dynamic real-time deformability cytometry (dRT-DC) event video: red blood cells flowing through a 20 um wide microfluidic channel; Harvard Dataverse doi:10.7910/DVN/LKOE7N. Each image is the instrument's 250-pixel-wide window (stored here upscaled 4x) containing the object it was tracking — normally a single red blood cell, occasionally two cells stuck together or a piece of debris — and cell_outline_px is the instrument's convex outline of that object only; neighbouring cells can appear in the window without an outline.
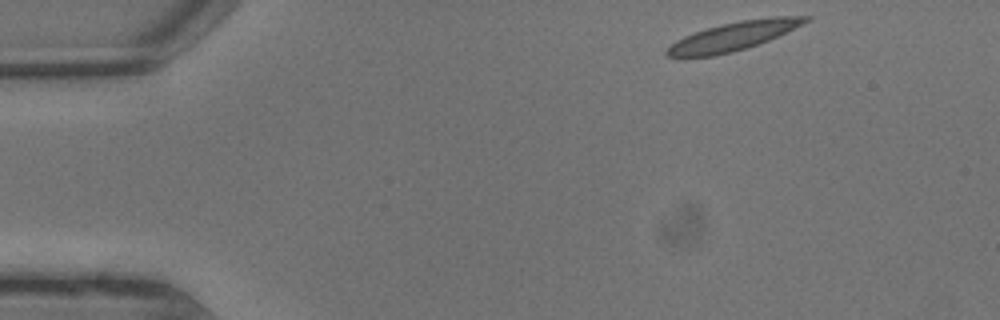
{"species": "common noctule bat (a hibernating species)", "species_latin": "Nyctalus noctula", "temperature_condition": "warm", "stored_images_in_passage": 9, "camera_frame_rate_fps": 3000, "um_per_image_px": 0.085, "animal": {"sex": "male", "body_mass_g": 13.3}, "frame": {"image": 1, "passage_image": 1, "time_ms": 0.0, "image_size_px": [1000, 320], "cell_outline_px": [[812, 20], [804, 24], [768, 40], [748, 48], [716, 56], [684, 60], [676, 60], [664, 56], [664, 52], [676, 40], [684, 36], [708, 28], [740, 20], [772, 16], [812, 16]], "centroid_in_image_um": [62.25, 3.13], "position_along_channel_um": 22.8, "area_um2": 23.81}}
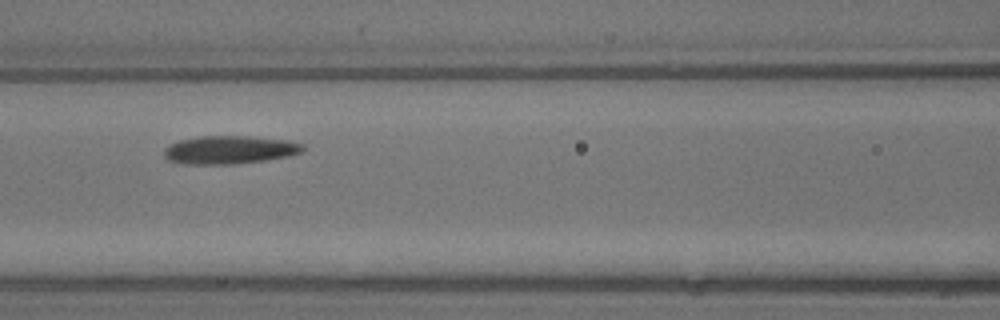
{"frame": {"image": 2, "passage_image": 7, "time_ms": 2.0, "image_size_px": [1000, 320], "cell_outline_px": [[304, 152], [288, 156], [264, 160], [232, 164], [184, 164], [168, 160], [164, 156], [164, 148], [168, 144], [180, 140], [200, 136], [248, 136], [288, 140], [304, 144]], "centroid_in_image_um": [19.51, 12.73], "position_along_channel_um": 147.1, "area_um2": 22.89}}
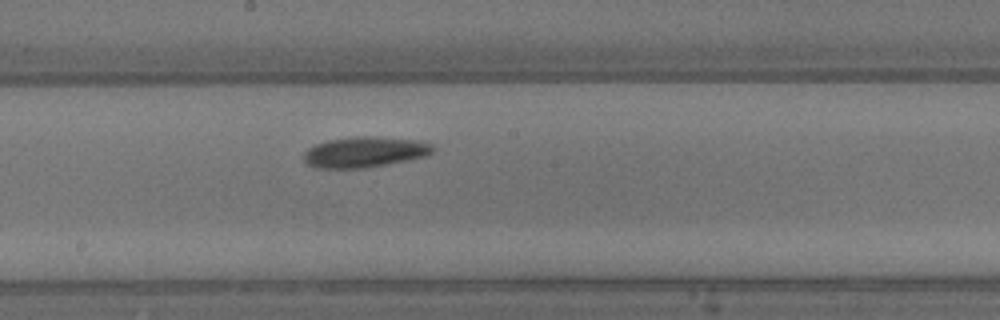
{"frame": {"image": 3, "passage_image": 9, "time_ms": 2.667, "image_size_px": [1000, 320], "cell_outline_px": [[436, 148], [428, 156], [408, 160], [364, 168], [316, 168], [308, 164], [304, 160], [304, 152], [308, 148], [316, 144], [328, 140], [356, 136], [364, 136], [416, 140], [432, 144]], "centroid_in_image_um": [31.01, 12.93], "position_along_channel_um": 217.2, "area_um2": 22.95}}